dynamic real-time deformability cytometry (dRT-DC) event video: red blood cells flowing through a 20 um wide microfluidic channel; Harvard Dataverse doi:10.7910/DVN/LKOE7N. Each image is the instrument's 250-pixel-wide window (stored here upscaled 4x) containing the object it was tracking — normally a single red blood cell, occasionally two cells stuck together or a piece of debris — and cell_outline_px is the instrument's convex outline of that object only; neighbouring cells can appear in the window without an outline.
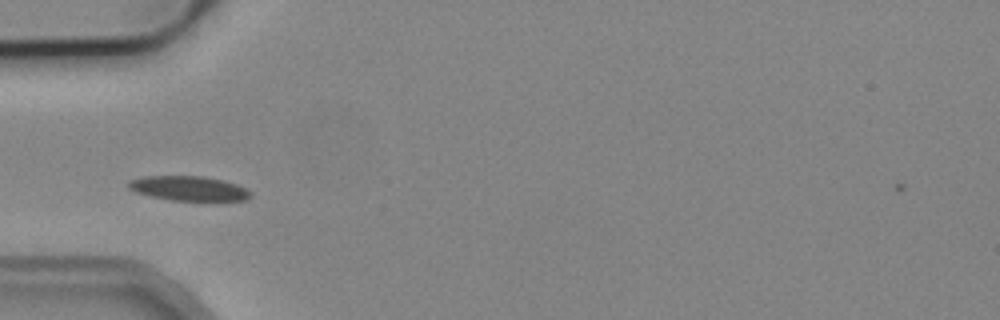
{"species": "common noctule bat (a hibernating species)", "species_latin": "Nyctalus noctula", "temperature_condition": "cold", "stored_images_in_passage": 10, "camera_frame_rate_fps": 3000, "um_per_image_px": 0.085, "animal": {"sex": "male", "body_mass_g": 19.2, "forearm_length_mm": 51.8}, "frame": {"image": 1, "passage_image": 5, "time_ms": 6.0, "image_size_px": [1000, 320], "cell_outline_px": [[252, 196], [248, 200], [168, 200], [136, 192], [128, 188], [128, 180], [140, 176], [204, 176], [236, 184], [252, 192]], "centroid_in_image_um": [16.01, 16.01], "position_along_channel_um": 69.0, "area_um2": 17.46}}
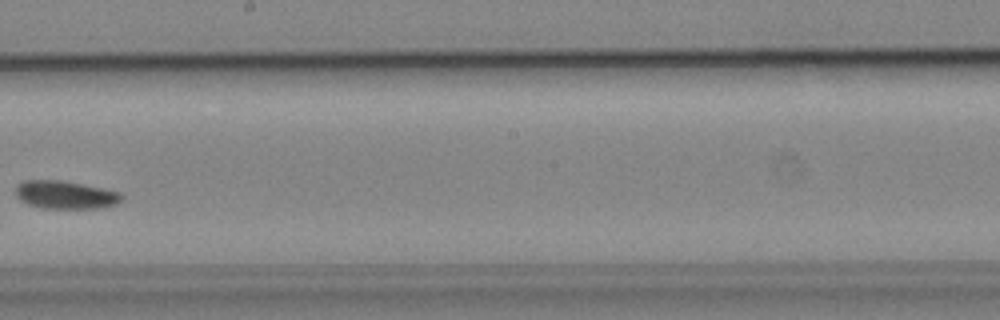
{"frame": {"image": 2, "passage_image": 9, "time_ms": 10.667, "image_size_px": [1000, 320], "cell_outline_px": [[124, 196], [116, 204], [100, 208], [40, 208], [28, 204], [20, 200], [16, 196], [16, 184], [24, 180], [64, 180], [120, 192]], "centroid_in_image_um": [5.53, 16.55], "position_along_channel_um": 242.7, "area_um2": 17.4}}
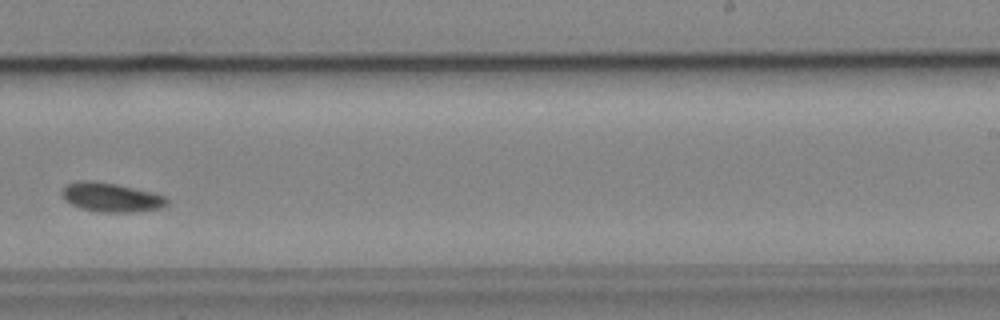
{"frame": {"image": 3, "passage_image": 10, "time_ms": 11.667, "image_size_px": [1000, 320], "cell_outline_px": [[168, 204], [160, 208], [132, 212], [100, 212], [80, 208], [72, 204], [60, 192], [68, 184], [76, 180], [92, 180], [116, 184], [152, 192], [164, 196], [168, 200]], "centroid_in_image_um": [9.45, 16.76], "position_along_channel_um": 279.6, "area_um2": 17.63}}